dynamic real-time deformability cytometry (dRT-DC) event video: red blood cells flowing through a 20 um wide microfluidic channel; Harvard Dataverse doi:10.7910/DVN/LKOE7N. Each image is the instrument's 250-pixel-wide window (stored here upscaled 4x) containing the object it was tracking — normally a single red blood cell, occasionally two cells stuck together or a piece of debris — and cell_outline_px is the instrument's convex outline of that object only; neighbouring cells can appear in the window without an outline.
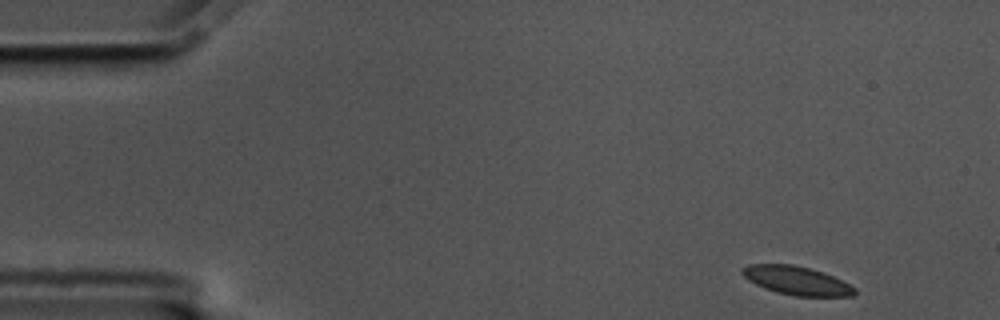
{"species": "common noctule bat (a hibernating species)", "species_latin": "Nyctalus noctula", "temperature_condition": "cold", "stored_images_in_passage": 53, "camera_frame_rate_fps": 3000, "um_per_image_px": 0.085, "animal": {"sex": "male", "body_mass_g": 17.5, "forearm_length_mm": 52.3}, "frame": {"image": 1, "passage_image": 1, "time_ms": 0.0, "image_size_px": [1000, 320], "cell_outline_px": [[856, 292], [852, 296], [796, 296], [776, 292], [764, 288], [748, 280], [740, 272], [740, 268], [748, 264], [792, 264], [824, 272], [856, 288]], "centroid_in_image_um": [67.67, 23.84], "position_along_channel_um": 17.3, "area_um2": 18.67}}
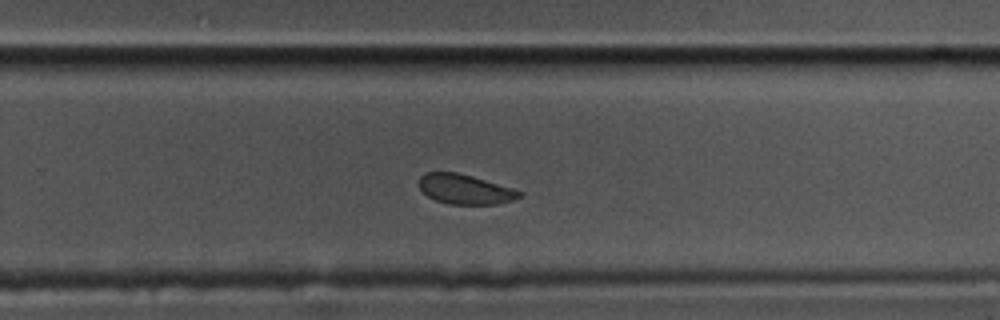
{"frame": {"image": 2, "passage_image": 33, "time_ms": 10.667, "image_size_px": [1000, 320], "cell_outline_px": [[524, 196], [512, 200], [496, 204], [448, 204], [436, 200], [428, 196], [420, 188], [420, 176], [424, 172], [456, 172], [472, 176], [512, 188], [524, 192]], "centroid_in_image_um": [39.55, 16.08], "position_along_channel_um": 290.3, "area_um2": 17.34}}
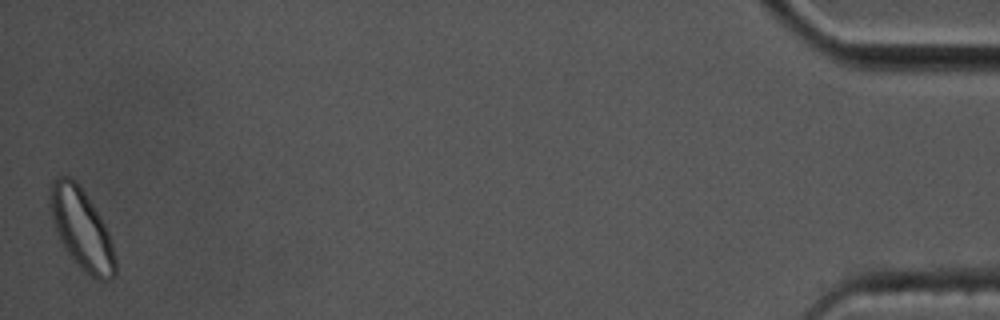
{"frame": {"image": 3, "passage_image": 53, "time_ms": 17.333, "image_size_px": [1000, 320], "cell_outline_px": [[116, 276], [112, 280], [96, 280], [84, 272], [64, 248], [60, 240], [48, 204], [52, 184], [56, 176], [68, 176], [76, 180], [100, 216], [108, 232], [112, 244], [116, 260]], "centroid_in_image_um": [6.95, 19.5], "position_along_channel_um": 428.2, "area_um2": 30.4}, "authors_computed_cell_mechanics": {"area_um2": 19.3052, "velocity_mm_per_s": 3.4684, "shape_relaxation_time_tau1_ms": 2.9126, "shape_relaxation_time_tau2_ms": 1.7449, "deformation_change_tau1": 0.0609, "deformation_change_tau2": 0.0664}}